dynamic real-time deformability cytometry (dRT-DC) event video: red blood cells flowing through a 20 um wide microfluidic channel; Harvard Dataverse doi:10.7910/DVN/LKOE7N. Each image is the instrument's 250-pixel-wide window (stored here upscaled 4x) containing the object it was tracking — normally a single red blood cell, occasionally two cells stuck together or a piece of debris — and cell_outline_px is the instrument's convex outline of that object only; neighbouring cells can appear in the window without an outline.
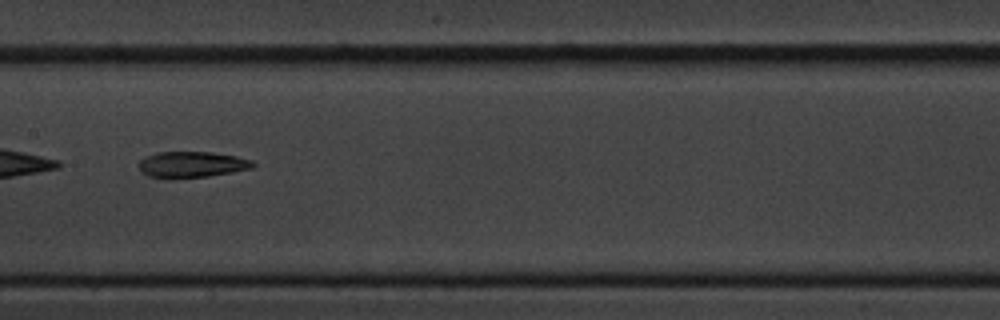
{"species": "common noctule bat (a hibernating species)", "species_latin": "Nyctalus noctula", "temperature_condition": "cold", "stored_images_in_passage": 9, "camera_frame_rate_fps": 3000, "um_per_image_px": 0.085, "animal": {"sex": "male", "body_mass_g": 20.1, "forearm_length_mm": 53.5}, "frame": {"image": 1, "passage_image": 4, "time_ms": 3.667, "image_size_px": [1000, 320], "cell_outline_px": [[256, 164], [252, 168], [232, 172], [208, 176], [148, 176], [136, 164], [144, 156], [156, 152], [212, 152], [236, 156], [252, 160]], "centroid_in_image_um": [16.33, 13.94], "position_along_channel_um": 191.1, "area_um2": 16.82}}
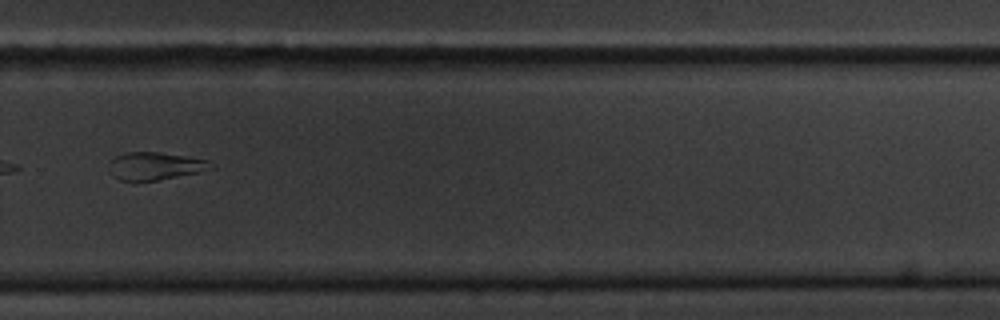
{"frame": {"image": 2, "passage_image": 7, "time_ms": 7.333, "image_size_px": [1000, 320], "cell_outline_px": [[216, 168], [200, 172], [156, 180], [120, 180], [116, 176], [108, 164], [116, 156], [124, 152], [160, 152], [208, 160], [216, 164]], "centroid_in_image_um": [13.28, 14.09], "position_along_channel_um": 316.5, "area_um2": 16.24}}
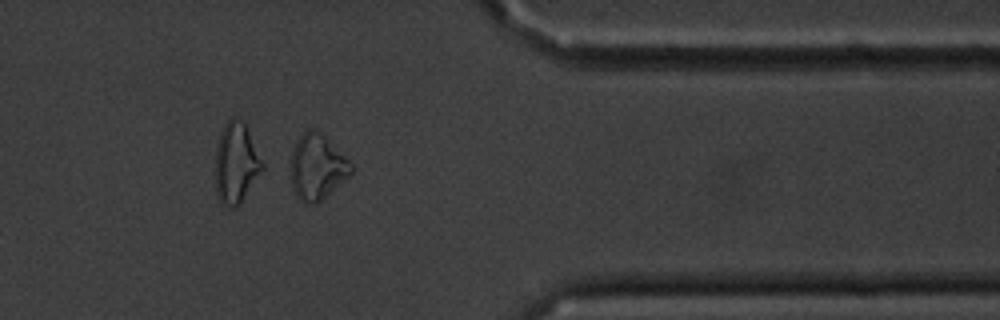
{"frame": {"image": 3, "passage_image": 9, "time_ms": 9.667, "image_size_px": [1000, 320], "cell_outline_px": [[352, 176], [316, 204], [308, 204], [300, 200], [296, 196], [288, 172], [288, 168], [292, 152], [296, 140], [308, 128], [312, 128], [320, 132], [352, 164]], "centroid_in_image_um": [26.93, 14.22], "position_along_channel_um": 384.5, "area_um2": 23.35}}